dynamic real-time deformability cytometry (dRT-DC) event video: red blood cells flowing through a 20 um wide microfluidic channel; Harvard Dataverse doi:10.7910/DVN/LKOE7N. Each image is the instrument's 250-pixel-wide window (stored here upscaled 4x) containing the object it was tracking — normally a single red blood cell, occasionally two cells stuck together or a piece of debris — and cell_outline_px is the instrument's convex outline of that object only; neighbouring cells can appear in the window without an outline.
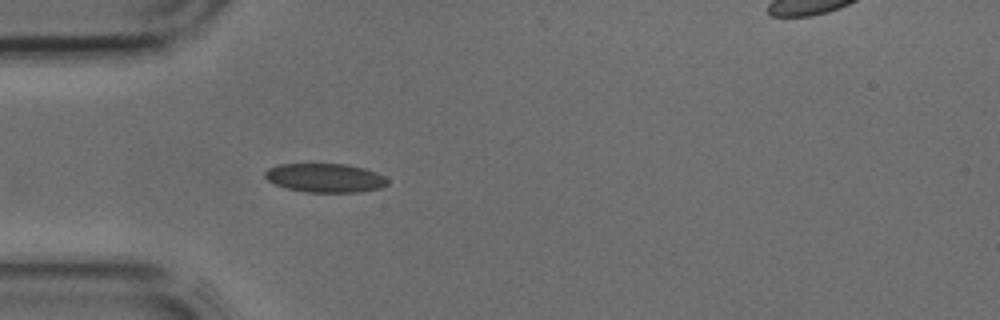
{"species": "common noctule bat (a hibernating species)", "species_latin": "Nyctalus noctula", "temperature_condition": "cold", "stored_images_in_passage": 15, "camera_frame_rate_fps": 3000, "um_per_image_px": 0.085, "animal": {"sex": "male", "body_mass_g": 17.9, "forearm_length_mm": 54.2}, "frame": {"image": 1, "passage_image": 1, "time_ms": 0.0, "image_size_px": [1000, 320], "cell_outline_px": [[388, 184], [380, 188], [360, 192], [304, 192], [288, 188], [276, 184], [268, 180], [264, 176], [264, 172], [268, 168], [276, 164], [348, 164], [364, 168], [376, 172], [384, 176], [388, 180]], "centroid_in_image_um": [27.64, 15.11], "position_along_channel_um": 57.4, "area_um2": 20.69}}